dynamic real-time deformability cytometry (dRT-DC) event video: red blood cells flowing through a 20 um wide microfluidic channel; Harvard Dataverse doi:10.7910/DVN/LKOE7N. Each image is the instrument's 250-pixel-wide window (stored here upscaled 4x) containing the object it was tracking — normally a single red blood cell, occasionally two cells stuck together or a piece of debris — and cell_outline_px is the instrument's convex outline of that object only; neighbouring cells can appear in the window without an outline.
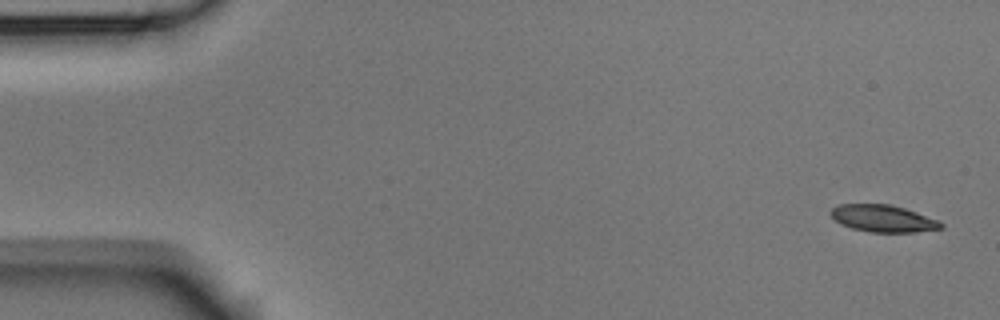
{"species": "Egyptian fruit bat (a non-hibernating species)", "species_latin": "Rousettus aegyptiacus", "temperature_condition": "room temperature", "stored_images_in_passage": 6, "camera_frame_rate_fps": 3000, "um_per_image_px": 0.085, "animal": {"sex": "male"}, "frame": {"image": 1, "passage_image": 1, "time_ms": 0.0, "image_size_px": [1000, 320], "cell_outline_px": [[944, 228], [912, 232], [868, 232], [852, 228], [840, 224], [828, 212], [832, 208], [840, 204], [888, 204], [904, 208], [940, 220], [944, 224]], "centroid_in_image_um": [75.07, 18.57], "position_along_channel_um": 9.9, "area_um2": 17.4}}
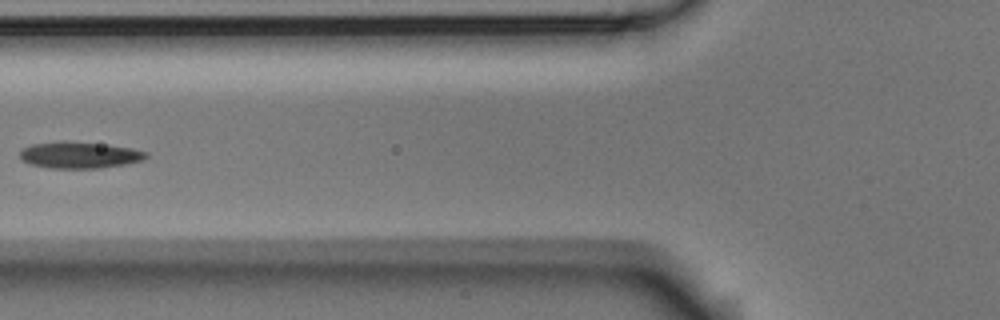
{"frame": {"image": 2, "passage_image": 5, "time_ms": 1.333, "image_size_px": [1000, 320], "cell_outline_px": [[148, 156], [144, 160], [128, 164], [100, 168], [48, 168], [28, 164], [20, 160], [20, 148], [32, 144], [60, 140], [64, 140], [100, 144], [132, 148], [148, 152]], "centroid_in_image_um": [6.71, 13.18], "position_along_channel_um": 119.1, "area_um2": 19.88}}
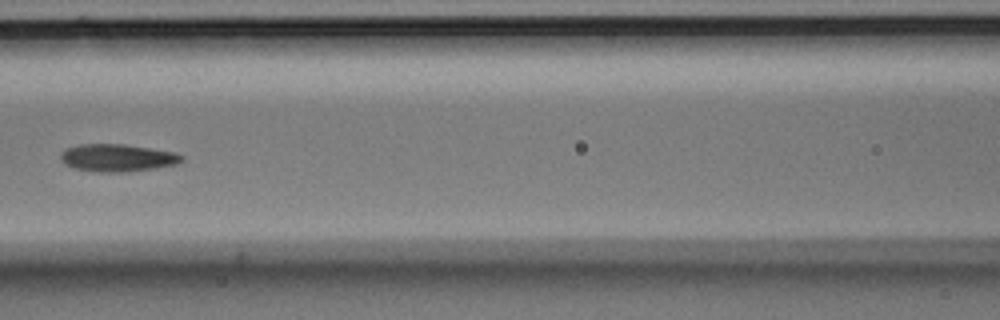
{"frame": {"image": 3, "passage_image": 6, "time_ms": 1.667, "image_size_px": [1000, 320], "cell_outline_px": [[184, 160], [176, 164], [152, 168], [124, 172], [100, 172], [72, 168], [64, 164], [60, 156], [60, 152], [64, 148], [80, 144], [124, 144], [176, 152], [184, 156]], "centroid_in_image_um": [9.95, 13.4], "position_along_channel_um": 156.7, "area_um2": 19.48}}